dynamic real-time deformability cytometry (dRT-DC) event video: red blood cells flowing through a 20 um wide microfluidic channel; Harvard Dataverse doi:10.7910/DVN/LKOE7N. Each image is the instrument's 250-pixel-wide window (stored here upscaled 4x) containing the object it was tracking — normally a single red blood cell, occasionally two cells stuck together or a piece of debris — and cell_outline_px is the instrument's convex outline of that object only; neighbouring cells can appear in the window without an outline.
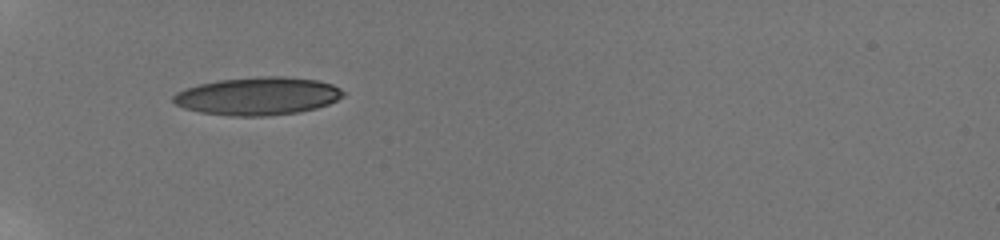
{"species": "human", "species_latin": "Homo sapiens", "temperature_condition": "room temperature", "stored_images_in_passage": 25, "camera_frame_rate_fps": 3000, "um_per_image_px": 0.085, "donor": {"sex": "male"}, "frame": {"image": 1, "passage_image": 1, "time_ms": 0.0, "image_size_px": [1000, 240], "cell_outline_px": [[344, 96], [328, 104], [316, 108], [300, 112], [264, 116], [232, 116], [200, 112], [184, 108], [176, 104], [172, 100], [172, 96], [176, 92], [184, 88], [200, 84], [220, 80], [260, 76], [284, 76], [316, 80], [332, 84], [340, 88], [344, 92]], "centroid_in_image_um": [21.9, 8.17], "position_along_channel_um": 63.1, "area_um2": 37.57}}
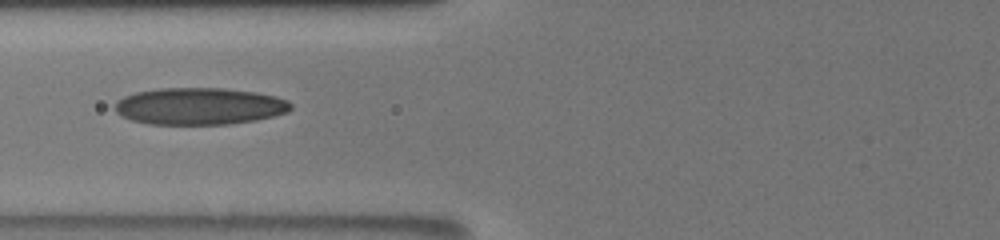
{"frame": {"image": 2, "passage_image": 12, "time_ms": 1.667, "image_size_px": [1000, 240], "cell_outline_px": [[292, 108], [288, 112], [256, 120], [228, 124], [148, 124], [132, 120], [120, 116], [116, 112], [116, 100], [124, 96], [136, 92], [160, 88], [224, 88], [256, 92], [276, 96], [288, 100], [292, 104]], "centroid_in_image_um": [16.96, 9.02], "position_along_channel_um": 108.8, "area_um2": 38.03}}